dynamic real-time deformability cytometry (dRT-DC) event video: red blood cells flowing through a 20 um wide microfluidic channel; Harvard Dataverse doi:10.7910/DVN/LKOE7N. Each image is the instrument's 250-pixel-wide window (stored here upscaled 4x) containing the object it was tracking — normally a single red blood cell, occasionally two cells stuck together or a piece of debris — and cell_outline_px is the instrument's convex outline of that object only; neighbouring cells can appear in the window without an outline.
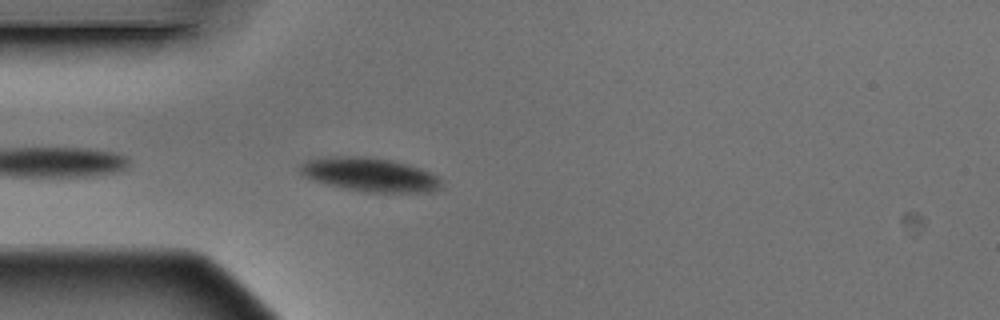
{"species": "Egyptian fruit bat (a non-hibernating species)", "species_latin": "Rousettus aegyptiacus", "temperature_condition": "warm", "stored_images_in_passage": 4, "camera_frame_rate_fps": 3000, "um_per_image_px": 0.085, "animal": {"sex": "male"}, "frame": {"image": 1, "passage_image": 4, "time_ms": 1.0, "image_size_px": [1000, 320], "cell_outline_px": [[444, 188], [436, 192], [364, 192], [344, 188], [328, 184], [304, 176], [300, 172], [300, 164], [304, 160], [324, 156], [364, 156], [392, 160], [420, 168], [436, 176], [440, 180]], "centroid_in_image_um": [31.45, 14.84], "position_along_channel_um": 53.6, "area_um2": 27.98}}